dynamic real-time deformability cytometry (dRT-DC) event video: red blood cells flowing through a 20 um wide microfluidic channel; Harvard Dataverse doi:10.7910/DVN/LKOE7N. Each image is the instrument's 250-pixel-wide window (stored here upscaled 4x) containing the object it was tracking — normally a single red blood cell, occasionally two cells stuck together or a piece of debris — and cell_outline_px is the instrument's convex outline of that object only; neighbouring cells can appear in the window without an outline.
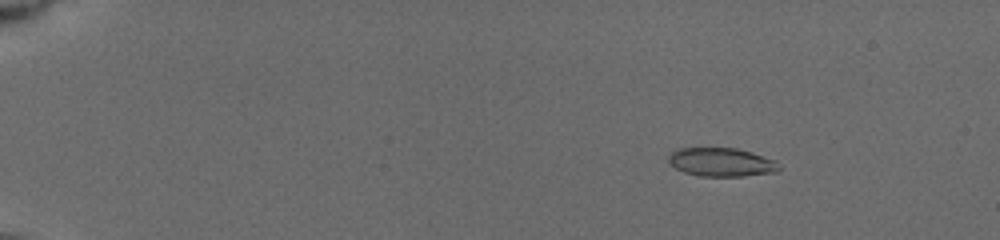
{"species": "common noctule bat (a hibernating species)", "species_latin": "Nyctalus noctula", "temperature_condition": "cold", "stored_images_in_passage": 8, "camera_frame_rate_fps": 3000, "um_per_image_px": 0.085, "animal": {"sex": "female", "body_mass_g": 19.5, "forearm_length_mm": 54.1}, "frame": {"image": 1, "passage_image": 3, "time_ms": 1.667, "image_size_px": [1000, 240], "cell_outline_px": [[780, 168], [776, 172], [740, 176], [700, 176], [684, 172], [676, 168], [668, 160], [668, 156], [672, 152], [680, 148], [736, 148], [752, 152], [776, 160]], "centroid_in_image_um": [61.34, 13.78], "position_along_channel_um": 23.7, "area_um2": 18.32}}
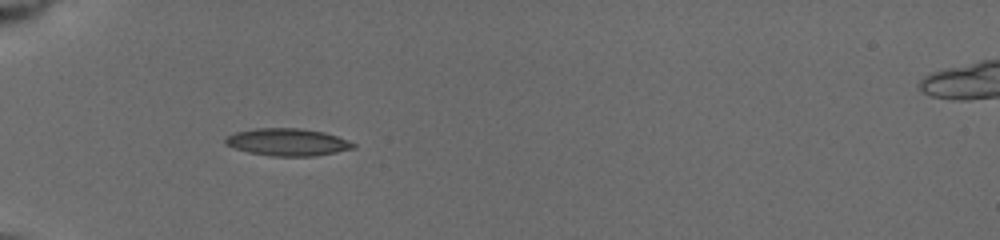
{"frame": {"image": 2, "passage_image": 7, "time_ms": 5.333, "image_size_px": [1000, 240], "cell_outline_px": [[356, 148], [336, 152], [312, 156], [272, 156], [248, 152], [224, 144], [224, 140], [228, 136], [236, 132], [256, 128], [296, 128], [324, 132], [336, 136], [356, 144]], "centroid_in_image_um": [24.44, 12.08], "position_along_channel_um": 60.6, "area_um2": 20.17}}